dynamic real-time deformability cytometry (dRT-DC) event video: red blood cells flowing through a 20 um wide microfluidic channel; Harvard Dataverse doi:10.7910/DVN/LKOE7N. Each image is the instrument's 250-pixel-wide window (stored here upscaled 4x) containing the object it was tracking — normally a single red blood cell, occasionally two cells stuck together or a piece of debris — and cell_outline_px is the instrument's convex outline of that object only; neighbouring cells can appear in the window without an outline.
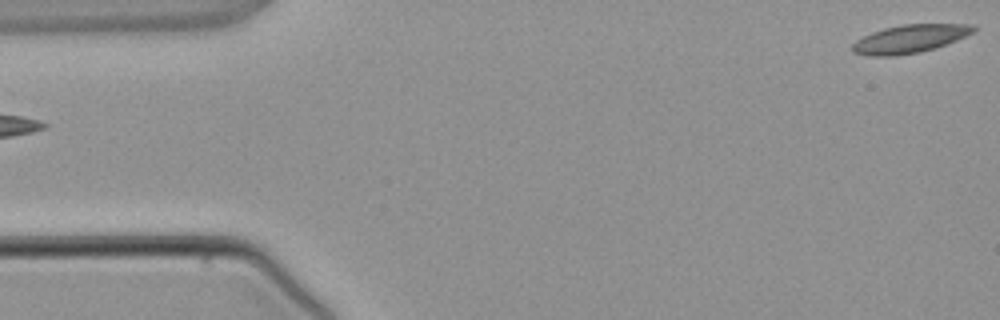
{"species": "common noctule bat (a hibernating species)", "species_latin": "Nyctalus noctula", "temperature_condition": "warm", "stored_images_in_passage": 2, "segment_of_instrument_passage": [2, 2], "camera_frame_rate_fps": 3000, "um_per_image_px": 0.085, "animal": {"sex": "male", "body_mass_g": 21.5, "forearm_length_mm": 52.0}, "frame": {"image": 1, "passage_image": 2, "time_ms": 1.333, "image_size_px": [1000, 320], "cell_outline_px": [[976, 28], [972, 32], [956, 40], [936, 48], [920, 52], [896, 56], [868, 56], [852, 52], [852, 44], [856, 40], [872, 32], [884, 28], [904, 24], [976, 24]], "centroid_in_image_um": [77.31, 3.31], "position_along_channel_um": 7.7, "area_um2": 19.88}}